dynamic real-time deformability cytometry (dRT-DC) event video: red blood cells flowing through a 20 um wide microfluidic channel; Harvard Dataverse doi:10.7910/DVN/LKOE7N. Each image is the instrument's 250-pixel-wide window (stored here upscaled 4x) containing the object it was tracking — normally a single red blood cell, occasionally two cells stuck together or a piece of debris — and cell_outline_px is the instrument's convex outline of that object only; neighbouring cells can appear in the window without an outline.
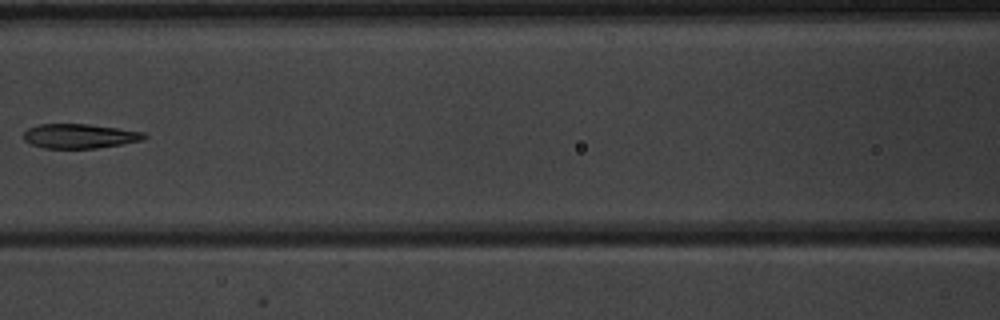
{"species": "common noctule bat (a hibernating species)", "species_latin": "Nyctalus noctula", "temperature_condition": "warm", "stored_images_in_passage": 7, "camera_frame_rate_fps": 3000, "um_per_image_px": 0.085, "animal": {"sex": "male", "body_mass_g": 20.1, "forearm_length_mm": 53.5}, "frame": {"image": 1, "passage_image": 7, "time_ms": 7.0, "image_size_px": [1000, 320], "cell_outline_px": [[148, 136], [144, 140], [96, 148], [44, 148], [32, 144], [24, 140], [24, 132], [28, 128], [40, 124], [88, 124], [144, 132]], "centroid_in_image_um": [6.77, 11.56], "position_along_channel_um": 159.8, "area_um2": 17.05}}